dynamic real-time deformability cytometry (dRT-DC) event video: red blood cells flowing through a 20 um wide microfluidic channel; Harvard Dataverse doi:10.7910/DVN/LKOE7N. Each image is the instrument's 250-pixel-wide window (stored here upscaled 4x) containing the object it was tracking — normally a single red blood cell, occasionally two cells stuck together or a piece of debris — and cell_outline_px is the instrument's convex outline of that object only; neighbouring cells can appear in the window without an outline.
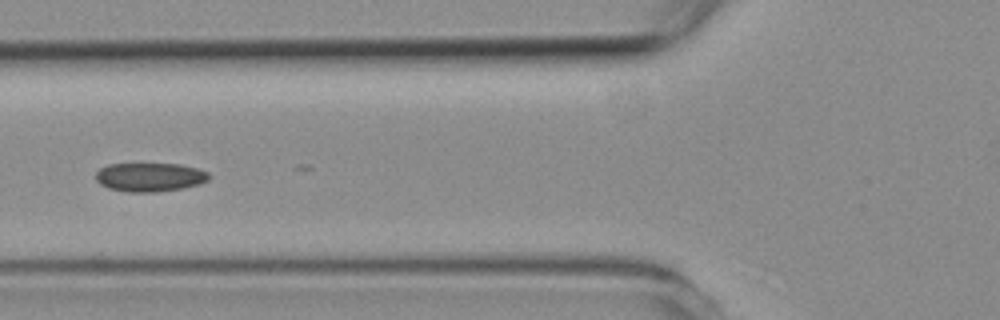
{"species": "common noctule bat (a hibernating species)", "species_latin": "Nyctalus noctula", "temperature_condition": "room temperature", "stored_images_in_passage": 6, "camera_frame_rate_fps": 3000, "um_per_image_px": 0.085, "animal": {"sex": "female", "body_mass_g": 19.3, "forearm_length_mm": 54.1}, "frame": {"image": 1, "passage_image": 4, "time_ms": 4.333, "image_size_px": [1000, 320], "cell_outline_px": [[208, 180], [200, 184], [184, 188], [156, 192], [128, 192], [108, 188], [100, 184], [96, 180], [96, 172], [100, 168], [108, 164], [180, 164], [196, 168], [208, 172]], "centroid_in_image_um": [12.72, 15.06], "position_along_channel_um": 113.1, "area_um2": 19.02}}
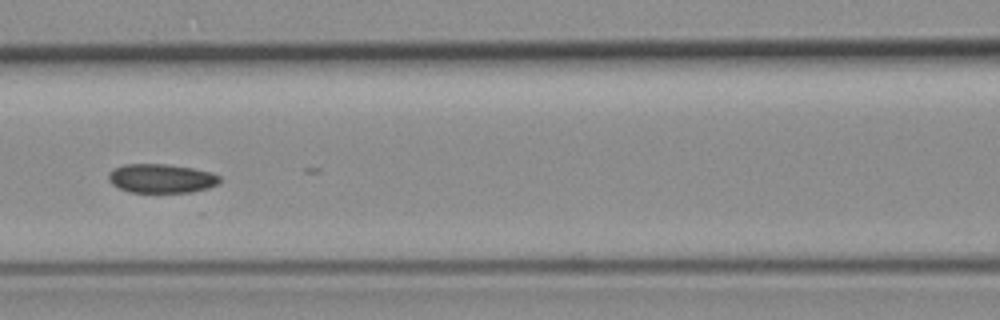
{"frame": {"image": 2, "passage_image": 5, "time_ms": 5.333, "image_size_px": [1000, 320], "cell_outline_px": [[220, 184], [208, 188], [192, 192], [128, 192], [112, 184], [108, 180], [108, 172], [112, 168], [124, 164], [168, 164], [192, 168], [212, 172], [220, 176]], "centroid_in_image_um": [13.71, 15.16], "position_along_channel_um": 152.9, "area_um2": 19.02}}